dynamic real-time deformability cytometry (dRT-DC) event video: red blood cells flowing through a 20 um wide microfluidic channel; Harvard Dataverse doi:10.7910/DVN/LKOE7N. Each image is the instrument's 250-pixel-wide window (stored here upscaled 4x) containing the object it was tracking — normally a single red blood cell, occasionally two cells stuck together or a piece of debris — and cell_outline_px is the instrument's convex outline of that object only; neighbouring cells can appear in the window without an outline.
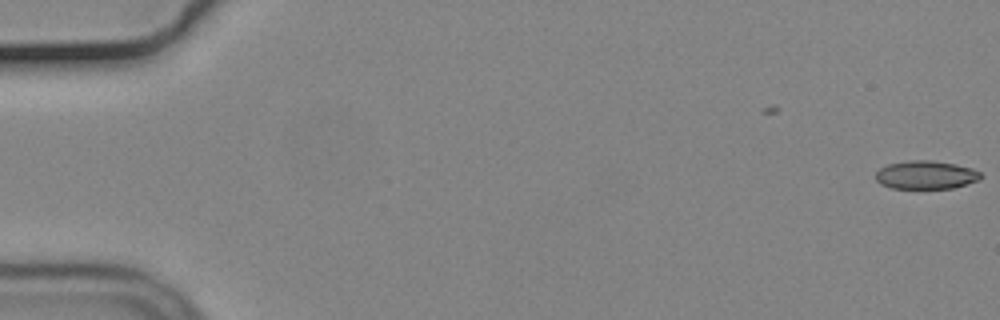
{"species": "common noctule bat (a hibernating species)", "species_latin": "Nyctalus noctula", "temperature_condition": "cold", "stored_images_in_passage": 5, "camera_frame_rate_fps": 3000, "um_per_image_px": 0.085, "animal": {"sex": "male", "body_mass_g": 19.2, "forearm_length_mm": 51.8}, "frame": {"image": 1, "passage_image": 5, "time_ms": 1.333, "image_size_px": [1000, 320], "cell_outline_px": [[984, 176], [980, 180], [952, 188], [892, 188], [880, 184], [876, 180], [876, 172], [880, 168], [888, 164], [908, 160], [928, 160], [956, 164], [972, 168], [980, 172]], "centroid_in_image_um": [78.72, 14.86], "position_along_channel_um": 6.3, "area_um2": 17.4}}